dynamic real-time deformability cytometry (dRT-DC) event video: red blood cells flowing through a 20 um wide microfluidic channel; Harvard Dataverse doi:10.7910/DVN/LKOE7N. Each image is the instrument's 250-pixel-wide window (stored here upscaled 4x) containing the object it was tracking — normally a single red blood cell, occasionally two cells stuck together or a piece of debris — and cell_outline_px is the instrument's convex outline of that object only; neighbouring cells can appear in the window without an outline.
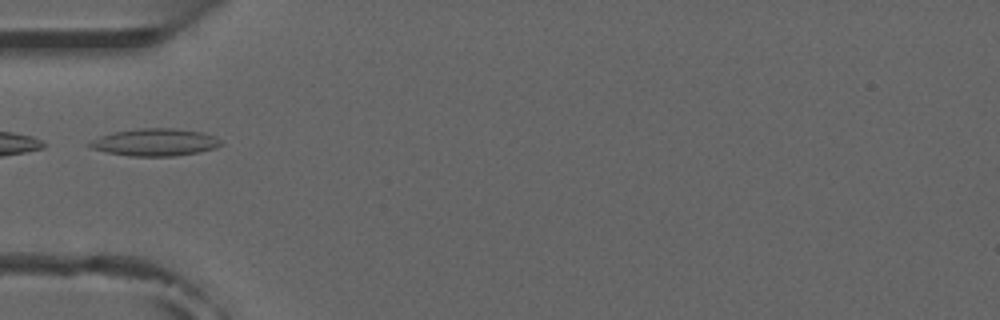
{"species": "common noctule bat (a hibernating species)", "species_latin": "Nyctalus noctula", "temperature_condition": "room temperature", "stored_images_in_passage": 5, "camera_frame_rate_fps": 3000, "um_per_image_px": 0.085, "animal": {"sex": "male", "forearm_length_mm": 52.5}, "frame": {"image": 1, "passage_image": 5, "time_ms": 5.333, "image_size_px": [1000, 320], "cell_outline_px": [[224, 144], [216, 148], [200, 152], [172, 156], [132, 156], [108, 152], [92, 148], [84, 144], [100, 136], [112, 132], [140, 128], [176, 128], [200, 132], [212, 136], [220, 140]], "centroid_in_image_um": [13.17, 12.09], "position_along_channel_um": 71.8, "area_um2": 20.87}}